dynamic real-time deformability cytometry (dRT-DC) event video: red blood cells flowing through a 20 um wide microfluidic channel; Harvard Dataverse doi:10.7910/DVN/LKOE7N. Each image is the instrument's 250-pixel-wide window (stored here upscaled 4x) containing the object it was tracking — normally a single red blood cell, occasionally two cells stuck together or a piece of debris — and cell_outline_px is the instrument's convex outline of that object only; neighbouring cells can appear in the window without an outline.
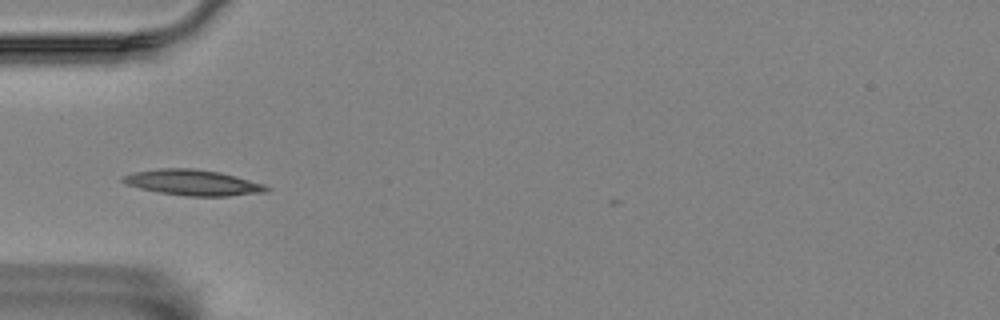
{"species": "Egyptian fruit bat (a non-hibernating species)", "species_latin": "Rousettus aegyptiacus", "temperature_condition": "room temperature", "stored_images_in_passage": 30, "camera_frame_rate_fps": 3000, "um_per_image_px": 0.085, "animal": {"sex": "female"}, "frame": {"image": 1, "passage_image": 1, "time_ms": 0.0, "image_size_px": [1000, 320], "cell_outline_px": [[272, 188], [268, 192], [228, 196], [184, 196], [160, 192], [140, 188], [124, 184], [120, 180], [120, 176], [136, 172], [160, 168], [192, 168], [220, 172], [236, 176], [264, 184]], "centroid_in_image_um": [16.41, 15.52], "position_along_channel_um": 68.6, "area_um2": 21.62}}
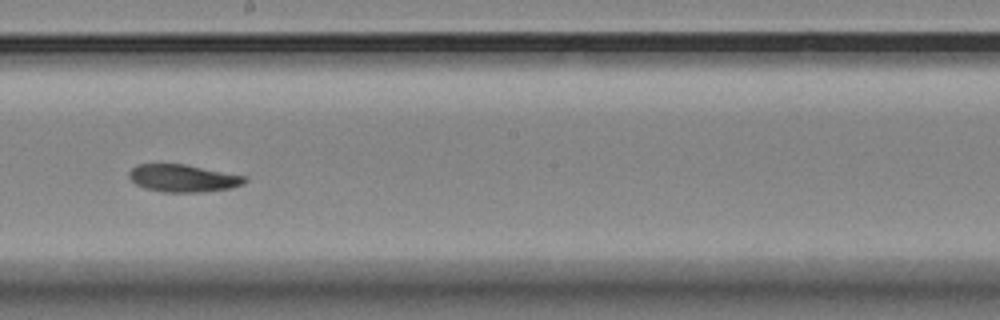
{"frame": {"image": 2, "passage_image": 15, "time_ms": 4.667, "image_size_px": [1000, 320], "cell_outline_px": [[248, 180], [244, 184], [232, 188], [204, 192], [160, 192], [144, 188], [136, 184], [128, 176], [128, 172], [136, 164], [184, 164], [248, 176]], "centroid_in_image_um": [15.59, 15.15], "position_along_channel_um": 232.6, "area_um2": 18.79}}
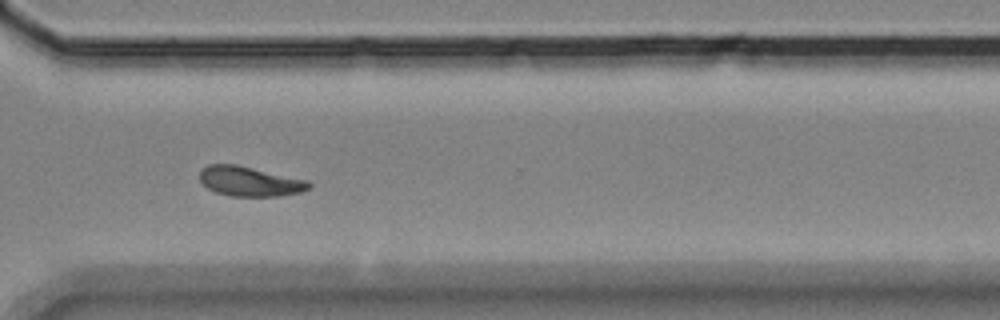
{"frame": {"image": 3, "passage_image": 25, "time_ms": 8.0, "image_size_px": [1000, 320], "cell_outline_px": [[312, 188], [300, 192], [280, 196], [228, 196], [216, 192], [208, 188], [200, 180], [200, 172], [208, 164], [236, 164], [308, 180], [312, 184]], "centroid_in_image_um": [21.26, 15.42], "position_along_channel_um": 349.3, "area_um2": 18.96}}